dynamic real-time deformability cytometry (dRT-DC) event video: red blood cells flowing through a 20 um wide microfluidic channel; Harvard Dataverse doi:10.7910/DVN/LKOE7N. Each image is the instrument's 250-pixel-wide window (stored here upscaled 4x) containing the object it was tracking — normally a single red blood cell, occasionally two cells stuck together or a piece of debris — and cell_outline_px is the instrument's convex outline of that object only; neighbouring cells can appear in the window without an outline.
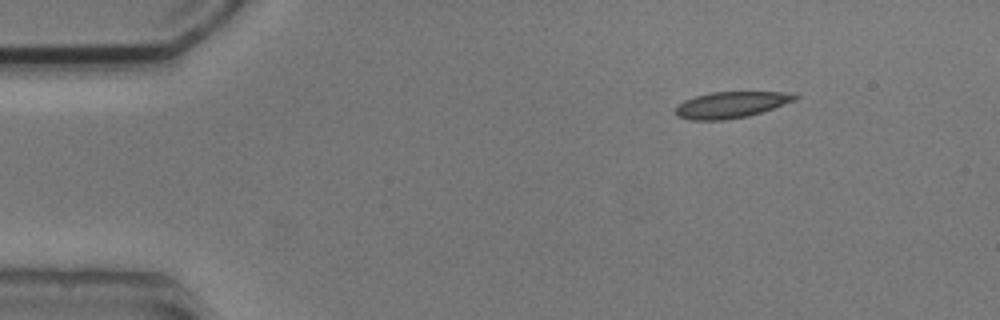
{"species": "common noctule bat (a hibernating species)", "species_latin": "Nyctalus noctula", "temperature_condition": "cold", "stored_images_in_passage": 3, "camera_frame_rate_fps": 3000, "um_per_image_px": 0.085, "animal": {"sex": "male", "body_mass_g": 20.5, "forearm_length_mm": 52.5}, "frame": {"image": 1, "passage_image": 1, "time_ms": 0.0, "image_size_px": [1000, 320], "cell_outline_px": [[800, 96], [796, 100], [748, 116], [724, 120], [692, 120], [676, 116], [676, 104], [684, 100], [696, 96], [712, 92], [796, 92]], "centroid_in_image_um": [62.15, 8.9], "position_along_channel_um": 22.9, "area_um2": 18.32}}